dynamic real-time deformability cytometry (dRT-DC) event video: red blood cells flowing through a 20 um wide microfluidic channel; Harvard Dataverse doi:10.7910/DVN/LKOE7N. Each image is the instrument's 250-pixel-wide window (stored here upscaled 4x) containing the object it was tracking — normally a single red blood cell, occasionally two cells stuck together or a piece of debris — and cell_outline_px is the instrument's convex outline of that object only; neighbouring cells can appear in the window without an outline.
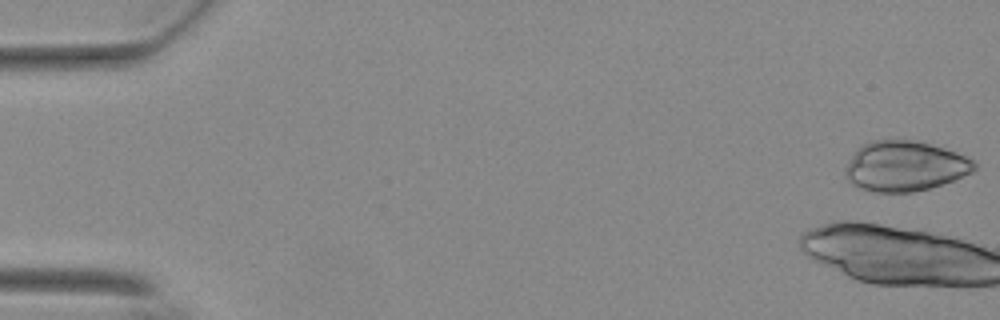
{"species": "Egyptian fruit bat (a non-hibernating species)", "species_latin": "Rousettus aegyptiacus", "temperature_condition": "warm", "stored_images_in_passage": 19, "camera_frame_rate_fps": 3000, "um_per_image_px": 0.085, "animal": {"sex": "female"}, "frame": {"image": 1, "passage_image": 1, "time_ms": 0.0, "image_size_px": [1000, 320], "cell_outline_px": [[976, 168], [972, 172], [952, 180], [928, 188], [912, 192], [876, 192], [860, 188], [852, 184], [848, 180], [844, 168], [856, 148], [872, 140], [916, 140], [944, 148], [956, 152], [972, 160], [976, 164]], "centroid_in_image_um": [76.88, 14.11], "position_along_channel_um": 8.1, "area_um2": 37.45}}